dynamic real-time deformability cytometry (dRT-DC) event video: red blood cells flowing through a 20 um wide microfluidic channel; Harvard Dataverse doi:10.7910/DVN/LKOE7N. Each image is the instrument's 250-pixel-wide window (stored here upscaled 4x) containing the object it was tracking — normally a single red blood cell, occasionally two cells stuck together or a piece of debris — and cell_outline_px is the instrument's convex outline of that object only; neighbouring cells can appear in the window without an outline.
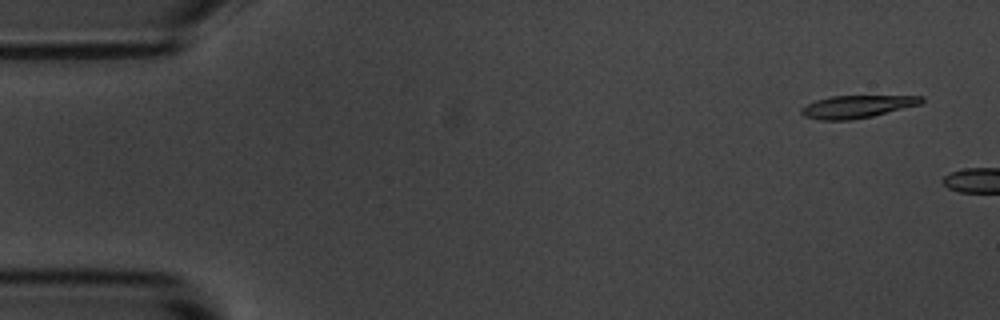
{"species": "common noctule bat (a hibernating species)", "species_latin": "Nyctalus noctula", "temperature_condition": "room temperature", "stored_images_in_passage": 2, "camera_frame_rate_fps": 3000, "um_per_image_px": 0.085, "animal": {"sex": "male", "body_mass_g": 20.1, "forearm_length_mm": 53.5}, "frame": {"image": 1, "passage_image": 1, "time_ms": 0.0, "image_size_px": [1000, 320], "cell_outline_px": [[924, 100], [920, 104], [872, 116], [848, 120], [820, 120], [804, 116], [800, 112], [800, 108], [816, 100], [832, 96], [924, 96]], "centroid_in_image_um": [72.82, 9.06], "position_along_channel_um": 12.2, "area_um2": 15.61}}